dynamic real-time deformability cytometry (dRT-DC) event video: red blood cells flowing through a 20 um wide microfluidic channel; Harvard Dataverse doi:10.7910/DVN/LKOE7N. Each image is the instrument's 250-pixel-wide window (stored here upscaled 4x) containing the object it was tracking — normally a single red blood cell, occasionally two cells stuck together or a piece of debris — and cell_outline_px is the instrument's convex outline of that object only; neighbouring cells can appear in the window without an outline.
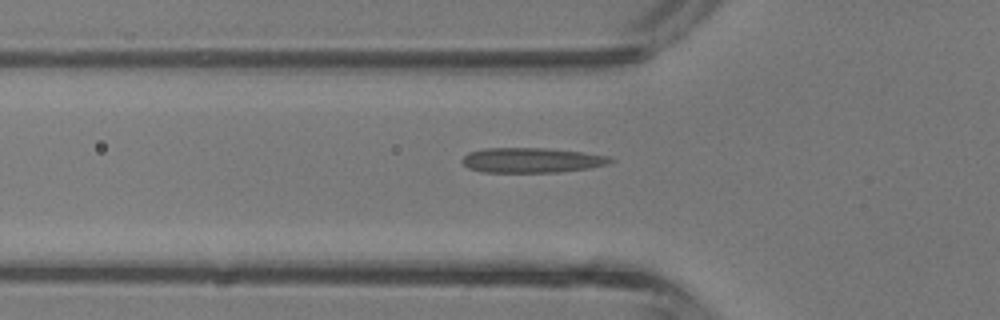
{"species": "common noctule bat (a hibernating species)", "species_latin": "Nyctalus noctula", "temperature_condition": "room temperature", "stored_images_in_passage": 31, "camera_frame_rate_fps": 3000, "um_per_image_px": 0.085, "animal": {"sex": "male", "body_mass_g": 13.3}, "frame": {"image": 1, "passage_image": 9, "time_ms": 2.667, "image_size_px": [1000, 320], "cell_outline_px": [[616, 160], [604, 164], [588, 168], [556, 172], [480, 172], [468, 168], [460, 160], [468, 152], [484, 148], [548, 148], [580, 152], [608, 156]], "centroid_in_image_um": [45.12, 13.61], "position_along_channel_um": 80.7, "area_um2": 21.44}}
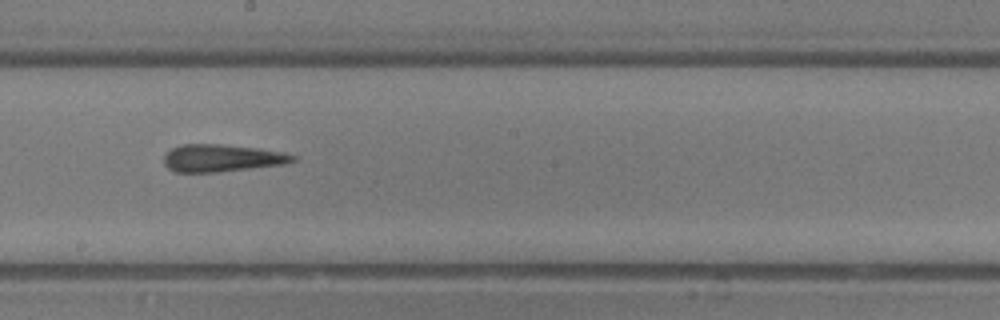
{"frame": {"image": 2, "passage_image": 18, "time_ms": 5.667, "image_size_px": [1000, 320], "cell_outline_px": [[296, 160], [284, 164], [216, 172], [176, 172], [168, 168], [164, 164], [164, 156], [172, 148], [180, 144], [220, 144], [260, 148], [284, 152], [296, 156]], "centroid_in_image_um": [18.86, 13.43], "position_along_channel_um": 229.3, "area_um2": 20.52}}
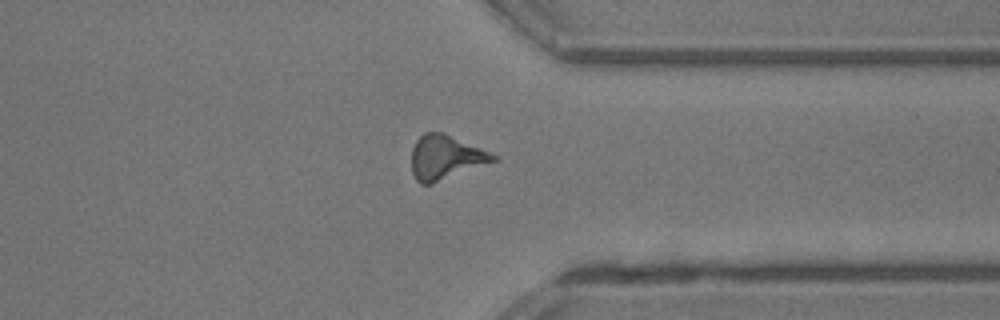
{"frame": {"image": 3, "passage_image": 27, "time_ms": 8.667, "image_size_px": [1000, 320], "cell_outline_px": [[500, 160], [432, 184], [420, 184], [416, 180], [412, 172], [412, 148], [416, 140], [424, 132], [444, 132], [480, 148], [496, 156]], "centroid_in_image_um": [37.87, 13.39], "position_along_channel_um": 373.5, "area_um2": 21.15}}